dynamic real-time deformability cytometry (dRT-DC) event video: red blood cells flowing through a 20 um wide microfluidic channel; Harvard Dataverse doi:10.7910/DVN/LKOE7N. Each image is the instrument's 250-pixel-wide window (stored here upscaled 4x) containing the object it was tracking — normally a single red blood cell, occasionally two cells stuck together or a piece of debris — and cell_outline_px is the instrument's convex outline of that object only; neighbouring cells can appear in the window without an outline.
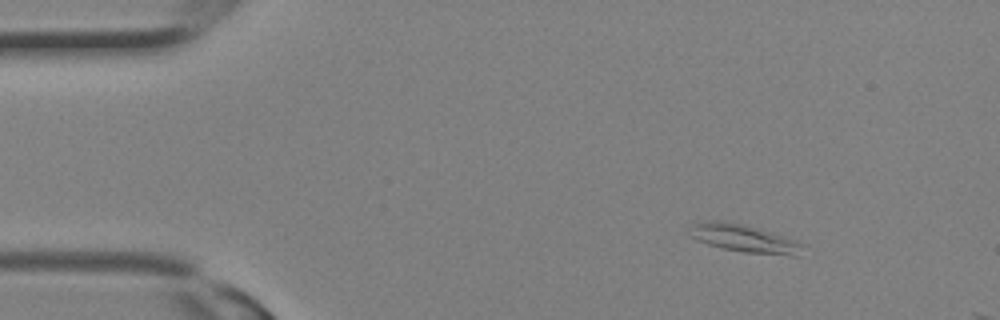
{"species": "Egyptian fruit bat (a non-hibernating species)", "species_latin": "Rousettus aegyptiacus", "temperature_condition": "room temperature", "stored_images_in_passage": 3, "camera_frame_rate_fps": 3000, "um_per_image_px": 0.085, "animal": {"sex": "female"}, "frame": {"image": 1, "passage_image": 1, "time_ms": 0.0, "image_size_px": [1000, 320], "cell_outline_px": [[800, 256], [792, 256], [744, 252], [720, 248], [696, 240], [688, 236], [692, 224], [696, 220], [724, 220], [772, 232], [796, 240], [800, 244]], "centroid_in_image_um": [63.15, 20.25], "position_along_channel_um": 21.9, "area_um2": 18.44}}